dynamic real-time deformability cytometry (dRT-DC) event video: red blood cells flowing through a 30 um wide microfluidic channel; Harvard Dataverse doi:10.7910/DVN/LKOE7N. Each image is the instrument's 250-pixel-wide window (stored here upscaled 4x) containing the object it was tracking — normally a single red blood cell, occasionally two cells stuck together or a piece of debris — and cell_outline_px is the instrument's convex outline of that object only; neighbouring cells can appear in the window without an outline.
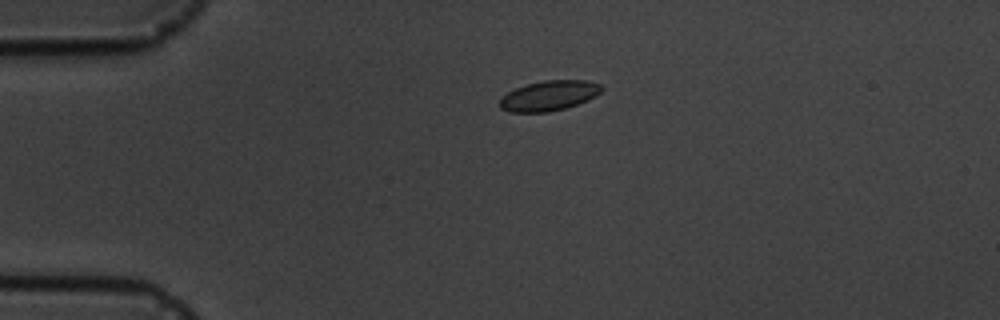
{"species": "common noctule bat (a hibernating species)", "species_latin": "Nyctalus noctula", "temperature_condition": "cold", "stored_images_in_passage": 2, "camera_frame_rate_fps": 3000, "um_per_image_px": 0.085, "animal": {"sex": "male", "body_mass_g": 19.5, "forearm_length_mm": 54.6}, "frame": {"image": 1, "passage_image": 1, "time_ms": 0.0, "image_size_px": [1000, 320], "cell_outline_px": [[604, 88], [596, 96], [588, 100], [564, 108], [548, 112], [508, 112], [500, 108], [500, 96], [516, 88], [528, 84], [544, 80], [588, 80], [600, 84]], "centroid_in_image_um": [46.66, 8.13], "position_along_channel_um": 38.3, "area_um2": 17.86}}